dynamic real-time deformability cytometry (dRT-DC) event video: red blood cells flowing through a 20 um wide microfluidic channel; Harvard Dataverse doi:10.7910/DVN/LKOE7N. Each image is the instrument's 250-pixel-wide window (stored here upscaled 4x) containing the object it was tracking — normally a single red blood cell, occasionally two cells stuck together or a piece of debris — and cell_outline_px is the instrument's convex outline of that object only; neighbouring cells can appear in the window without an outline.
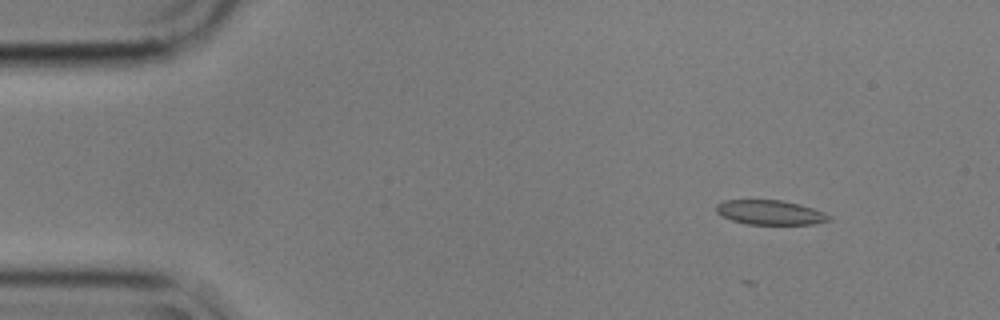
{"species": "common noctule bat (a hibernating species)", "species_latin": "Nyctalus noctula", "temperature_condition": "cold", "stored_images_in_passage": 55, "camera_frame_rate_fps": 3000, "um_per_image_px": 0.085, "animal": {"sex": "male", "body_mass_g": 17.9}, "frame": {"image": 1, "passage_image": 7, "time_ms": 2.0, "image_size_px": [1000, 320], "cell_outline_px": [[832, 220], [816, 224], [748, 224], [732, 220], [720, 216], [716, 212], [716, 204], [724, 200], [780, 200], [800, 204], [824, 212], [832, 216]], "centroid_in_image_um": [65.47, 18.06], "position_along_channel_um": 19.5, "area_um2": 16.24}}
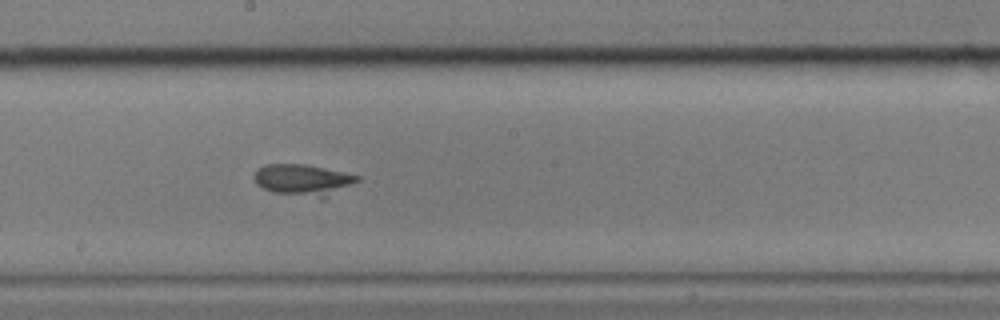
{"frame": {"image": 2, "passage_image": 31, "time_ms": 10.0, "image_size_px": [1000, 320], "cell_outline_px": [[360, 180], [324, 200], [320, 200], [272, 192], [256, 184], [252, 176], [264, 164], [304, 164], [324, 168], [360, 176]], "centroid_in_image_um": [25.78, 15.33], "position_along_channel_um": 222.4, "area_um2": 19.25}}
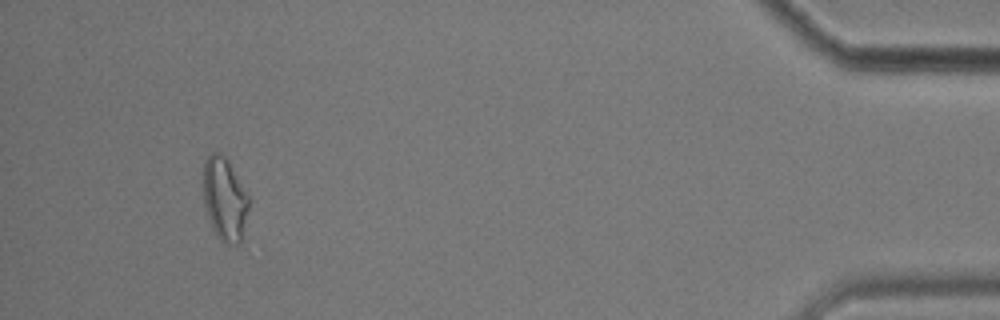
{"frame": {"image": 3, "passage_image": 53, "time_ms": 17.333, "image_size_px": [1000, 320], "cell_outline_px": [[248, 208], [240, 244], [224, 244], [216, 236], [212, 228], [204, 204], [204, 160], [208, 152], [220, 152], [228, 160], [248, 196]], "centroid_in_image_um": [19.07, 16.91], "position_along_channel_um": 416.1, "area_um2": 21.91}}